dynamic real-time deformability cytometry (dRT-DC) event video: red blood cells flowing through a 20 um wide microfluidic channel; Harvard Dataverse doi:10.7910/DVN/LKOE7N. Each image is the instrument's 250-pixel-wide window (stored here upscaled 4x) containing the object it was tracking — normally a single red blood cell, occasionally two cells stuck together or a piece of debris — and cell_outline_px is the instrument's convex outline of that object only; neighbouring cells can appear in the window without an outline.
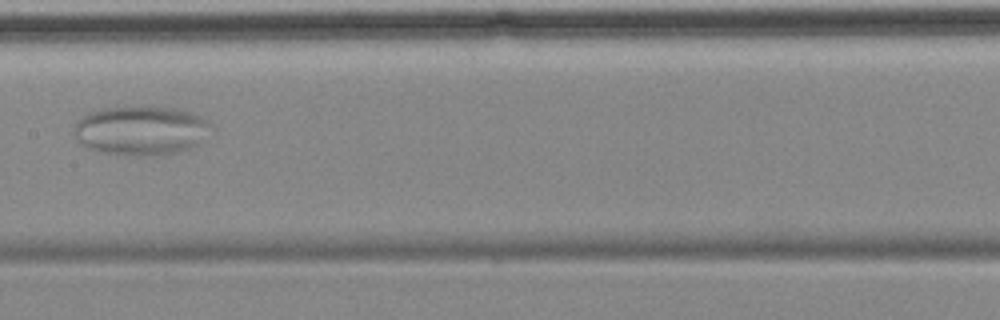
{"species": "common noctule bat (a hibernating species)", "species_latin": "Nyctalus noctula", "temperature_condition": "cold", "stored_images_in_passage": 6, "camera_frame_rate_fps": 3000, "um_per_image_px": 0.085, "animal": {"sex": "female", "body_mass_g": 18.4}, "frame": {"image": 1, "passage_image": 4, "time_ms": 3.667, "image_size_px": [1000, 320], "cell_outline_px": [[208, 124], [196, 144], [188, 148], [172, 152], [96, 152], [88, 148], [72, 132], [76, 124], [88, 112], [100, 108], [140, 104], [176, 108], [192, 112], [208, 120]], "centroid_in_image_um": [11.89, 10.98], "position_along_channel_um": 195.5, "area_um2": 37.92}}
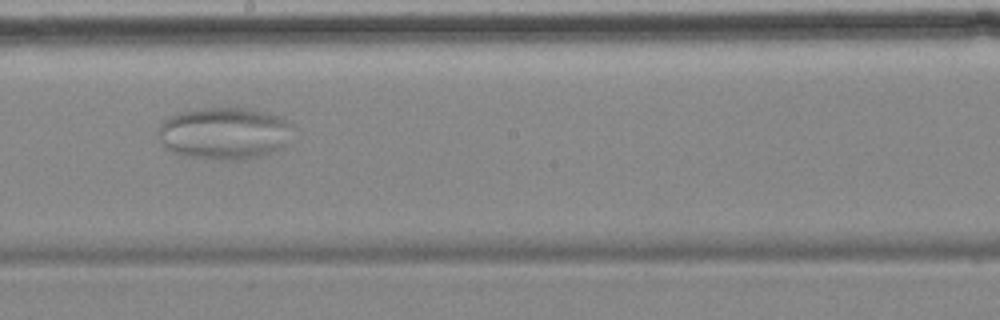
{"frame": {"image": 2, "passage_image": 5, "time_ms": 4.667, "image_size_px": [1000, 320], "cell_outline_px": [[288, 124], [280, 148], [264, 156], [244, 160], [220, 160], [184, 156], [172, 152], [160, 140], [160, 124], [164, 120], [180, 112], [204, 108], [244, 108], [268, 112], [280, 116]], "centroid_in_image_um": [18.99, 11.34], "position_along_channel_um": 229.2, "area_um2": 40.0}}